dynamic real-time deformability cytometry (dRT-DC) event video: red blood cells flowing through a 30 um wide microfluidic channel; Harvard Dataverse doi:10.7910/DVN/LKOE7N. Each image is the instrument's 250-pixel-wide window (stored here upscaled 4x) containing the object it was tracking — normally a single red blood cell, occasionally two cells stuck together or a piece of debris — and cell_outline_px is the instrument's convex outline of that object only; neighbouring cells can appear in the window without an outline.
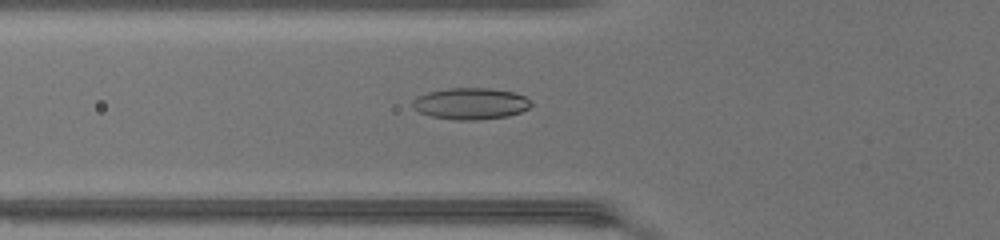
{"species": "common noctule bat (a hibernating species)", "species_latin": "Nyctalus noctula", "temperature_condition": "warm", "stored_images_in_passage": 49, "camera_frame_rate_fps": 3000, "um_per_image_px": 0.085, "animal": {"sex": "female", "body_mass_g": 17.0, "forearm_length_mm": 48.0}, "frame": {"image": 1, "passage_image": 19, "time_ms": 6.0, "image_size_px": [1000, 240], "cell_outline_px": [[532, 104], [528, 108], [520, 112], [508, 116], [476, 120], [456, 120], [432, 116], [420, 112], [412, 108], [412, 100], [428, 92], [448, 88], [488, 88], [516, 92], [532, 100]], "centroid_in_image_um": [40.03, 8.8], "position_along_channel_um": 85.8, "area_um2": 21.79}}
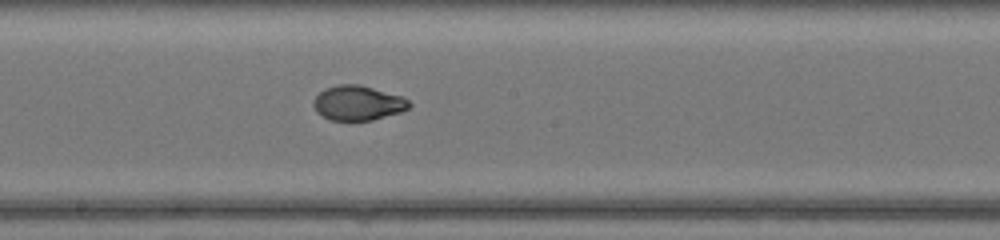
{"frame": {"image": 2, "passage_image": 28, "time_ms": 9.0, "image_size_px": [1000, 240], "cell_outline_px": [[412, 104], [408, 108], [400, 112], [372, 120], [328, 120], [316, 112], [312, 104], [316, 96], [324, 88], [340, 84], [356, 84], [404, 96]], "centroid_in_image_um": [30.4, 8.75], "position_along_channel_um": 217.8, "area_um2": 19.36}}
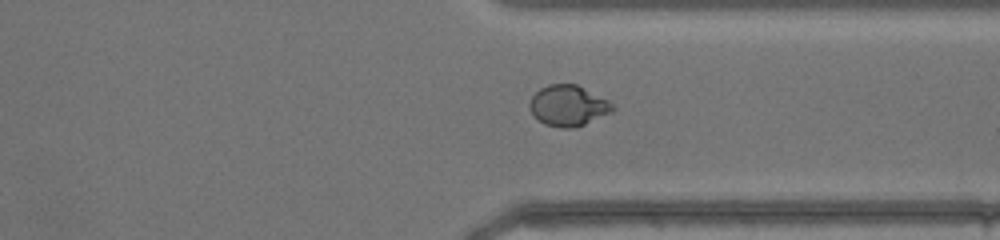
{"frame": {"image": 3, "passage_image": 38, "time_ms": 12.333, "image_size_px": [1000, 240], "cell_outline_px": [[616, 108], [612, 112], [584, 124], [572, 128], [560, 128], [544, 124], [528, 108], [528, 104], [532, 96], [540, 88], [548, 84], [576, 84], [608, 100]], "centroid_in_image_um": [48.28, 8.98], "position_along_channel_um": 363.1, "area_um2": 19.59}, "authors_computed_cell_mechanics": {"area_um2": 20.5768, "velocity_mm_per_s": 4.3686, "shape_relaxation_time_tau1_ms": 7.7717, "shape_relaxation_time_tau2_ms": null, "deformation_change_tau1": 0.2774, "deformation_change_tau2": null}}